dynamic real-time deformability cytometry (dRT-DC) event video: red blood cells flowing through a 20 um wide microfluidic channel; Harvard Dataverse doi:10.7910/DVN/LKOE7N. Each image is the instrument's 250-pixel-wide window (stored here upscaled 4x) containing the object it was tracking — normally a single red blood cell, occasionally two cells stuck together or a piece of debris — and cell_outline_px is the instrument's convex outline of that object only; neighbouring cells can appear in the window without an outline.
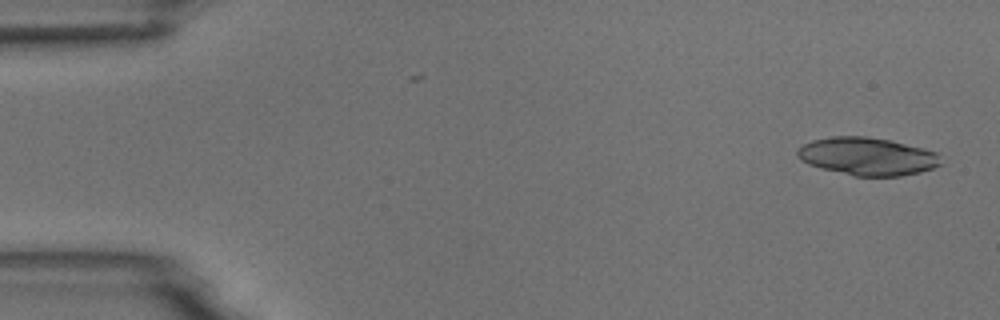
{"species": "common noctule bat (a hibernating species)", "species_latin": "Nyctalus noctula", "temperature_condition": "room temperature", "stored_images_in_passage": 6, "camera_frame_rate_fps": 3000, "um_per_image_px": 0.085, "animal": {"sex": "male", "body_mass_g": 18.8}, "frame": {"image": 1, "passage_image": 6, "time_ms": 6.333, "image_size_px": [1000, 320], "cell_outline_px": [[940, 164], [932, 168], [920, 172], [900, 176], [856, 176], [820, 168], [808, 164], [800, 160], [796, 156], [796, 148], [812, 140], [832, 136], [864, 136], [892, 140], [924, 148], [936, 152]], "centroid_in_image_um": [73.67, 13.28], "position_along_channel_um": 11.3, "area_um2": 31.67}}